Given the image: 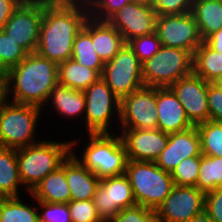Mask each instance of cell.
<instances>
[{"label": "cell", "mask_w": 222, "mask_h": 222, "mask_svg": "<svg viewBox=\"0 0 222 222\" xmlns=\"http://www.w3.org/2000/svg\"><path fill=\"white\" fill-rule=\"evenodd\" d=\"M88 18L84 0H44L36 52L58 64L71 59L75 37Z\"/></svg>", "instance_id": "obj_1"}, {"label": "cell", "mask_w": 222, "mask_h": 222, "mask_svg": "<svg viewBox=\"0 0 222 222\" xmlns=\"http://www.w3.org/2000/svg\"><path fill=\"white\" fill-rule=\"evenodd\" d=\"M59 64L37 52L28 54L6 73L7 100L40 108L59 83Z\"/></svg>", "instance_id": "obj_2"}, {"label": "cell", "mask_w": 222, "mask_h": 222, "mask_svg": "<svg viewBox=\"0 0 222 222\" xmlns=\"http://www.w3.org/2000/svg\"><path fill=\"white\" fill-rule=\"evenodd\" d=\"M86 141L71 139V153L98 178L118 176L125 173L128 162L125 145L117 133H86ZM80 140V141H79ZM80 142V143H79ZM77 144H82L81 148ZM77 149V150H75ZM81 152L79 154V151ZM76 151V152H75ZM78 151V153H77ZM79 154V155H78Z\"/></svg>", "instance_id": "obj_3"}, {"label": "cell", "mask_w": 222, "mask_h": 222, "mask_svg": "<svg viewBox=\"0 0 222 222\" xmlns=\"http://www.w3.org/2000/svg\"><path fill=\"white\" fill-rule=\"evenodd\" d=\"M49 139L43 135L39 142L17 149L20 181L29 193L71 153V137L68 141Z\"/></svg>", "instance_id": "obj_4"}, {"label": "cell", "mask_w": 222, "mask_h": 222, "mask_svg": "<svg viewBox=\"0 0 222 222\" xmlns=\"http://www.w3.org/2000/svg\"><path fill=\"white\" fill-rule=\"evenodd\" d=\"M42 114L38 106L6 100L0 105V146L18 149L39 142Z\"/></svg>", "instance_id": "obj_5"}, {"label": "cell", "mask_w": 222, "mask_h": 222, "mask_svg": "<svg viewBox=\"0 0 222 222\" xmlns=\"http://www.w3.org/2000/svg\"><path fill=\"white\" fill-rule=\"evenodd\" d=\"M124 174L131 184L136 204L155 211L174 186L171 173L155 162L128 160Z\"/></svg>", "instance_id": "obj_6"}, {"label": "cell", "mask_w": 222, "mask_h": 222, "mask_svg": "<svg viewBox=\"0 0 222 222\" xmlns=\"http://www.w3.org/2000/svg\"><path fill=\"white\" fill-rule=\"evenodd\" d=\"M84 95V133H116L120 117V99L107 83L100 77L84 91Z\"/></svg>", "instance_id": "obj_7"}, {"label": "cell", "mask_w": 222, "mask_h": 222, "mask_svg": "<svg viewBox=\"0 0 222 222\" xmlns=\"http://www.w3.org/2000/svg\"><path fill=\"white\" fill-rule=\"evenodd\" d=\"M143 81L147 87H171L193 72V55L186 50L161 46L160 50L142 64Z\"/></svg>", "instance_id": "obj_8"}, {"label": "cell", "mask_w": 222, "mask_h": 222, "mask_svg": "<svg viewBox=\"0 0 222 222\" xmlns=\"http://www.w3.org/2000/svg\"><path fill=\"white\" fill-rule=\"evenodd\" d=\"M101 78L120 100L145 86L142 63L128 43L104 63Z\"/></svg>", "instance_id": "obj_9"}, {"label": "cell", "mask_w": 222, "mask_h": 222, "mask_svg": "<svg viewBox=\"0 0 222 222\" xmlns=\"http://www.w3.org/2000/svg\"><path fill=\"white\" fill-rule=\"evenodd\" d=\"M44 0H23L2 30L28 54L36 52Z\"/></svg>", "instance_id": "obj_10"}, {"label": "cell", "mask_w": 222, "mask_h": 222, "mask_svg": "<svg viewBox=\"0 0 222 222\" xmlns=\"http://www.w3.org/2000/svg\"><path fill=\"white\" fill-rule=\"evenodd\" d=\"M156 88L144 86L120 100L118 129H157Z\"/></svg>", "instance_id": "obj_11"}, {"label": "cell", "mask_w": 222, "mask_h": 222, "mask_svg": "<svg viewBox=\"0 0 222 222\" xmlns=\"http://www.w3.org/2000/svg\"><path fill=\"white\" fill-rule=\"evenodd\" d=\"M92 200L102 222H110L120 210L136 205L133 189L125 174L101 178Z\"/></svg>", "instance_id": "obj_12"}, {"label": "cell", "mask_w": 222, "mask_h": 222, "mask_svg": "<svg viewBox=\"0 0 222 222\" xmlns=\"http://www.w3.org/2000/svg\"><path fill=\"white\" fill-rule=\"evenodd\" d=\"M156 33L163 46L186 50L192 55L204 41L191 12L158 16Z\"/></svg>", "instance_id": "obj_13"}, {"label": "cell", "mask_w": 222, "mask_h": 222, "mask_svg": "<svg viewBox=\"0 0 222 222\" xmlns=\"http://www.w3.org/2000/svg\"><path fill=\"white\" fill-rule=\"evenodd\" d=\"M205 196L197 187L174 185L156 209L157 222H189L205 211Z\"/></svg>", "instance_id": "obj_14"}, {"label": "cell", "mask_w": 222, "mask_h": 222, "mask_svg": "<svg viewBox=\"0 0 222 222\" xmlns=\"http://www.w3.org/2000/svg\"><path fill=\"white\" fill-rule=\"evenodd\" d=\"M170 88L177 95L194 126L209 120L207 81L192 72L176 81Z\"/></svg>", "instance_id": "obj_15"}, {"label": "cell", "mask_w": 222, "mask_h": 222, "mask_svg": "<svg viewBox=\"0 0 222 222\" xmlns=\"http://www.w3.org/2000/svg\"><path fill=\"white\" fill-rule=\"evenodd\" d=\"M157 12L149 6L130 2L108 22L123 36L126 43L133 38L156 32Z\"/></svg>", "instance_id": "obj_16"}, {"label": "cell", "mask_w": 222, "mask_h": 222, "mask_svg": "<svg viewBox=\"0 0 222 222\" xmlns=\"http://www.w3.org/2000/svg\"><path fill=\"white\" fill-rule=\"evenodd\" d=\"M128 160L155 162L168 144V134L160 129H118Z\"/></svg>", "instance_id": "obj_17"}, {"label": "cell", "mask_w": 222, "mask_h": 222, "mask_svg": "<svg viewBox=\"0 0 222 222\" xmlns=\"http://www.w3.org/2000/svg\"><path fill=\"white\" fill-rule=\"evenodd\" d=\"M194 156H202L200 136L196 126L168 134V144L155 163L165 172L172 173L183 159Z\"/></svg>", "instance_id": "obj_18"}, {"label": "cell", "mask_w": 222, "mask_h": 222, "mask_svg": "<svg viewBox=\"0 0 222 222\" xmlns=\"http://www.w3.org/2000/svg\"><path fill=\"white\" fill-rule=\"evenodd\" d=\"M85 106L86 101L84 91L72 89L68 86H64L58 83L50 92L46 104L44 105V107H42V113L45 112L49 115V112H51L52 115H55L53 113L56 111V114L60 116L59 118H61L60 121L63 119L65 120V123L66 121L69 122L70 120L75 123H78V121H80L78 124H80L79 128L81 127V129H78V133L81 132L80 134H82L83 136L84 128L82 127L85 115ZM47 108L53 111H49ZM46 110L49 112H47ZM65 118H67L68 120H66ZM82 129L83 131H80Z\"/></svg>", "instance_id": "obj_19"}, {"label": "cell", "mask_w": 222, "mask_h": 222, "mask_svg": "<svg viewBox=\"0 0 222 222\" xmlns=\"http://www.w3.org/2000/svg\"><path fill=\"white\" fill-rule=\"evenodd\" d=\"M156 102L157 129L166 134H172L194 126L188 119L177 95L170 87L156 88Z\"/></svg>", "instance_id": "obj_20"}, {"label": "cell", "mask_w": 222, "mask_h": 222, "mask_svg": "<svg viewBox=\"0 0 222 222\" xmlns=\"http://www.w3.org/2000/svg\"><path fill=\"white\" fill-rule=\"evenodd\" d=\"M66 179L71 200H91L100 178L89 171L72 153L66 158Z\"/></svg>", "instance_id": "obj_21"}, {"label": "cell", "mask_w": 222, "mask_h": 222, "mask_svg": "<svg viewBox=\"0 0 222 222\" xmlns=\"http://www.w3.org/2000/svg\"><path fill=\"white\" fill-rule=\"evenodd\" d=\"M30 194L36 201L69 203L71 194L66 179V159L60 167L41 180Z\"/></svg>", "instance_id": "obj_22"}, {"label": "cell", "mask_w": 222, "mask_h": 222, "mask_svg": "<svg viewBox=\"0 0 222 222\" xmlns=\"http://www.w3.org/2000/svg\"><path fill=\"white\" fill-rule=\"evenodd\" d=\"M91 38L99 58L106 63L110 61L126 44L120 32L108 21L91 18Z\"/></svg>", "instance_id": "obj_23"}, {"label": "cell", "mask_w": 222, "mask_h": 222, "mask_svg": "<svg viewBox=\"0 0 222 222\" xmlns=\"http://www.w3.org/2000/svg\"><path fill=\"white\" fill-rule=\"evenodd\" d=\"M21 186L17 149L0 146V192L5 198L20 197L23 188L28 195L29 192Z\"/></svg>", "instance_id": "obj_24"}, {"label": "cell", "mask_w": 222, "mask_h": 222, "mask_svg": "<svg viewBox=\"0 0 222 222\" xmlns=\"http://www.w3.org/2000/svg\"><path fill=\"white\" fill-rule=\"evenodd\" d=\"M191 13L203 40L222 28V0H193Z\"/></svg>", "instance_id": "obj_25"}, {"label": "cell", "mask_w": 222, "mask_h": 222, "mask_svg": "<svg viewBox=\"0 0 222 222\" xmlns=\"http://www.w3.org/2000/svg\"><path fill=\"white\" fill-rule=\"evenodd\" d=\"M58 76L59 84L79 91H85L101 77L97 71L81 65L72 58L59 63Z\"/></svg>", "instance_id": "obj_26"}, {"label": "cell", "mask_w": 222, "mask_h": 222, "mask_svg": "<svg viewBox=\"0 0 222 222\" xmlns=\"http://www.w3.org/2000/svg\"><path fill=\"white\" fill-rule=\"evenodd\" d=\"M91 38V17H89L82 30L76 35L73 42L72 59L83 66L103 72L104 63L97 55Z\"/></svg>", "instance_id": "obj_27"}, {"label": "cell", "mask_w": 222, "mask_h": 222, "mask_svg": "<svg viewBox=\"0 0 222 222\" xmlns=\"http://www.w3.org/2000/svg\"><path fill=\"white\" fill-rule=\"evenodd\" d=\"M193 72L212 83L222 75V53L213 50L203 41L193 54Z\"/></svg>", "instance_id": "obj_28"}, {"label": "cell", "mask_w": 222, "mask_h": 222, "mask_svg": "<svg viewBox=\"0 0 222 222\" xmlns=\"http://www.w3.org/2000/svg\"><path fill=\"white\" fill-rule=\"evenodd\" d=\"M28 196L32 197L29 201H34L33 204H27L22 196L5 198L0 203V222H39L38 208L34 205L36 200L30 193Z\"/></svg>", "instance_id": "obj_29"}, {"label": "cell", "mask_w": 222, "mask_h": 222, "mask_svg": "<svg viewBox=\"0 0 222 222\" xmlns=\"http://www.w3.org/2000/svg\"><path fill=\"white\" fill-rule=\"evenodd\" d=\"M196 187L204 193L222 188V157L201 156Z\"/></svg>", "instance_id": "obj_30"}, {"label": "cell", "mask_w": 222, "mask_h": 222, "mask_svg": "<svg viewBox=\"0 0 222 222\" xmlns=\"http://www.w3.org/2000/svg\"><path fill=\"white\" fill-rule=\"evenodd\" d=\"M200 136L201 154L222 157V123L208 120L196 125Z\"/></svg>", "instance_id": "obj_31"}, {"label": "cell", "mask_w": 222, "mask_h": 222, "mask_svg": "<svg viewBox=\"0 0 222 222\" xmlns=\"http://www.w3.org/2000/svg\"><path fill=\"white\" fill-rule=\"evenodd\" d=\"M28 53L3 30H0V71L7 73L17 66Z\"/></svg>", "instance_id": "obj_32"}, {"label": "cell", "mask_w": 222, "mask_h": 222, "mask_svg": "<svg viewBox=\"0 0 222 222\" xmlns=\"http://www.w3.org/2000/svg\"><path fill=\"white\" fill-rule=\"evenodd\" d=\"M201 156L183 159L172 171L174 185L196 187L199 178Z\"/></svg>", "instance_id": "obj_33"}, {"label": "cell", "mask_w": 222, "mask_h": 222, "mask_svg": "<svg viewBox=\"0 0 222 222\" xmlns=\"http://www.w3.org/2000/svg\"><path fill=\"white\" fill-rule=\"evenodd\" d=\"M89 17L99 21H108L124 5L129 4L132 0H84Z\"/></svg>", "instance_id": "obj_34"}, {"label": "cell", "mask_w": 222, "mask_h": 222, "mask_svg": "<svg viewBox=\"0 0 222 222\" xmlns=\"http://www.w3.org/2000/svg\"><path fill=\"white\" fill-rule=\"evenodd\" d=\"M128 45L133 49L142 64L154 56L162 46L156 32L133 38L128 42Z\"/></svg>", "instance_id": "obj_35"}, {"label": "cell", "mask_w": 222, "mask_h": 222, "mask_svg": "<svg viewBox=\"0 0 222 222\" xmlns=\"http://www.w3.org/2000/svg\"><path fill=\"white\" fill-rule=\"evenodd\" d=\"M36 204H38L39 222H72L68 203L36 201Z\"/></svg>", "instance_id": "obj_36"}, {"label": "cell", "mask_w": 222, "mask_h": 222, "mask_svg": "<svg viewBox=\"0 0 222 222\" xmlns=\"http://www.w3.org/2000/svg\"><path fill=\"white\" fill-rule=\"evenodd\" d=\"M110 222H157L156 211L136 204L120 210Z\"/></svg>", "instance_id": "obj_37"}, {"label": "cell", "mask_w": 222, "mask_h": 222, "mask_svg": "<svg viewBox=\"0 0 222 222\" xmlns=\"http://www.w3.org/2000/svg\"><path fill=\"white\" fill-rule=\"evenodd\" d=\"M72 222H102L96 213L93 200H71L68 203Z\"/></svg>", "instance_id": "obj_38"}, {"label": "cell", "mask_w": 222, "mask_h": 222, "mask_svg": "<svg viewBox=\"0 0 222 222\" xmlns=\"http://www.w3.org/2000/svg\"><path fill=\"white\" fill-rule=\"evenodd\" d=\"M193 0H156L153 9L158 16L185 14L192 10Z\"/></svg>", "instance_id": "obj_39"}, {"label": "cell", "mask_w": 222, "mask_h": 222, "mask_svg": "<svg viewBox=\"0 0 222 222\" xmlns=\"http://www.w3.org/2000/svg\"><path fill=\"white\" fill-rule=\"evenodd\" d=\"M209 120L222 123V89L208 83Z\"/></svg>", "instance_id": "obj_40"}, {"label": "cell", "mask_w": 222, "mask_h": 222, "mask_svg": "<svg viewBox=\"0 0 222 222\" xmlns=\"http://www.w3.org/2000/svg\"><path fill=\"white\" fill-rule=\"evenodd\" d=\"M205 212L214 222H222V188L206 193Z\"/></svg>", "instance_id": "obj_41"}, {"label": "cell", "mask_w": 222, "mask_h": 222, "mask_svg": "<svg viewBox=\"0 0 222 222\" xmlns=\"http://www.w3.org/2000/svg\"><path fill=\"white\" fill-rule=\"evenodd\" d=\"M23 0H0V30L12 16L13 11Z\"/></svg>", "instance_id": "obj_42"}, {"label": "cell", "mask_w": 222, "mask_h": 222, "mask_svg": "<svg viewBox=\"0 0 222 222\" xmlns=\"http://www.w3.org/2000/svg\"><path fill=\"white\" fill-rule=\"evenodd\" d=\"M213 50L222 53V28L204 40Z\"/></svg>", "instance_id": "obj_43"}, {"label": "cell", "mask_w": 222, "mask_h": 222, "mask_svg": "<svg viewBox=\"0 0 222 222\" xmlns=\"http://www.w3.org/2000/svg\"><path fill=\"white\" fill-rule=\"evenodd\" d=\"M7 100L6 73L0 71V105Z\"/></svg>", "instance_id": "obj_44"}, {"label": "cell", "mask_w": 222, "mask_h": 222, "mask_svg": "<svg viewBox=\"0 0 222 222\" xmlns=\"http://www.w3.org/2000/svg\"><path fill=\"white\" fill-rule=\"evenodd\" d=\"M189 222H214V221L205 211H203L202 213L193 217Z\"/></svg>", "instance_id": "obj_45"}, {"label": "cell", "mask_w": 222, "mask_h": 222, "mask_svg": "<svg viewBox=\"0 0 222 222\" xmlns=\"http://www.w3.org/2000/svg\"><path fill=\"white\" fill-rule=\"evenodd\" d=\"M132 2H136L138 4L146 5L153 8L156 0H132Z\"/></svg>", "instance_id": "obj_46"}, {"label": "cell", "mask_w": 222, "mask_h": 222, "mask_svg": "<svg viewBox=\"0 0 222 222\" xmlns=\"http://www.w3.org/2000/svg\"><path fill=\"white\" fill-rule=\"evenodd\" d=\"M217 88L222 89V75L212 82Z\"/></svg>", "instance_id": "obj_47"}, {"label": "cell", "mask_w": 222, "mask_h": 222, "mask_svg": "<svg viewBox=\"0 0 222 222\" xmlns=\"http://www.w3.org/2000/svg\"><path fill=\"white\" fill-rule=\"evenodd\" d=\"M5 199V197L2 195V193L0 192V203Z\"/></svg>", "instance_id": "obj_48"}]
</instances>
